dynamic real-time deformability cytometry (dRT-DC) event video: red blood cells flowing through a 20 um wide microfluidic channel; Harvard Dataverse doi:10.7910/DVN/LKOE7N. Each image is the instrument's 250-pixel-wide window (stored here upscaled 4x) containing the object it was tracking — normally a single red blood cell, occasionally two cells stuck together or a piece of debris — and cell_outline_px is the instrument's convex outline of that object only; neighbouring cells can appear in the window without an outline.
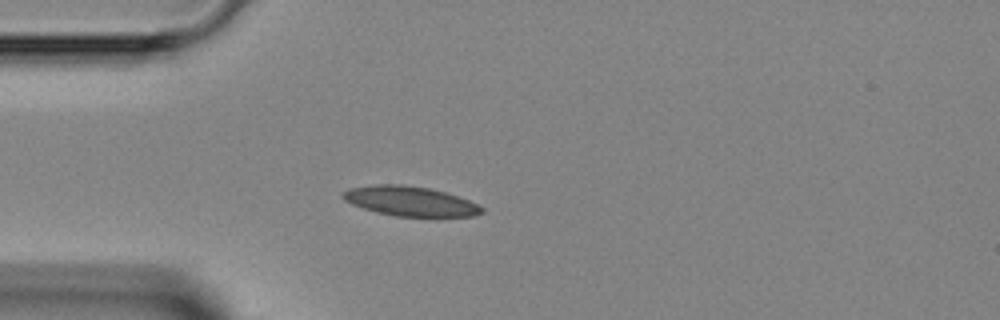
{"species": "Egyptian fruit bat (a non-hibernating species)", "species_latin": "Rousettus aegyptiacus", "temperature_condition": "room temperature", "stored_images_in_passage": 36, "camera_frame_rate_fps": 3000, "um_per_image_px": 0.085, "animal": {"sex": "female"}, "frame": {"image": 1, "passage_image": 1, "time_ms": 0.0, "image_size_px": [1000, 320], "cell_outline_px": [[484, 212], [472, 216], [396, 216], [376, 212], [352, 204], [344, 200], [340, 196], [348, 188], [380, 184], [400, 184], [428, 188], [444, 192], [468, 200], [484, 208]], "centroid_in_image_um": [34.83, 17.1], "position_along_channel_um": 50.2, "area_um2": 23.7}}
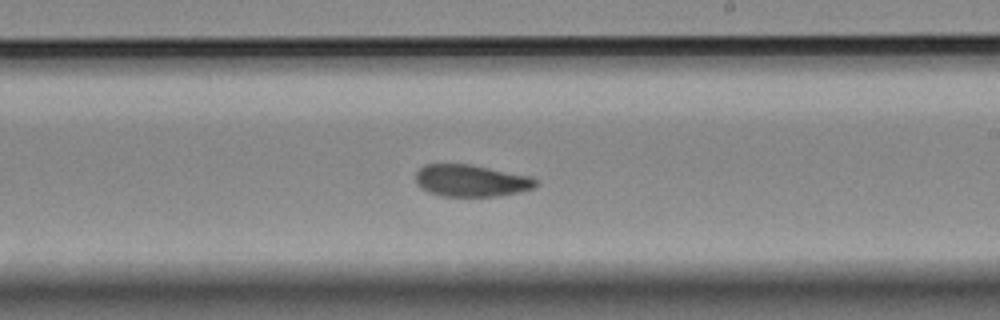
{"frame": {"image": 2, "passage_image": 16, "time_ms": 5.0, "image_size_px": [1000, 320], "cell_outline_px": [[536, 184], [532, 188], [516, 192], [496, 196], [440, 196], [420, 188], [416, 184], [416, 172], [424, 164], [472, 164], [528, 176], [536, 180]], "centroid_in_image_um": [39.97, 15.35], "position_along_channel_um": 249.0, "area_um2": 22.14}}
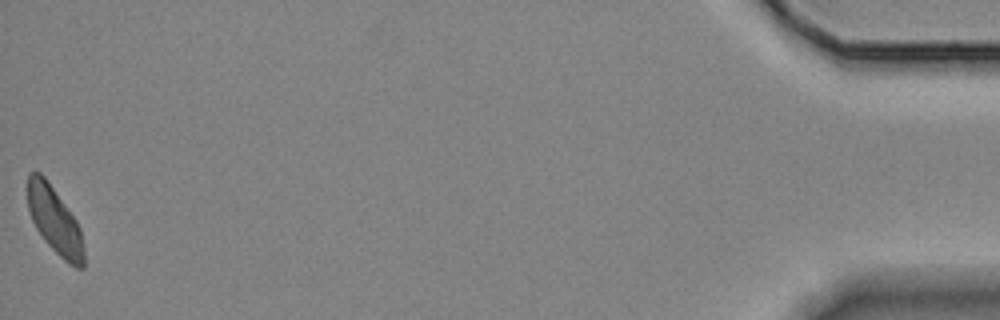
{"frame": {"image": 3, "passage_image": 36, "time_ms": 11.667, "image_size_px": [1000, 320], "cell_outline_px": [[84, 268], [76, 268], [68, 264], [48, 244], [36, 228], [32, 220], [28, 208], [28, 172], [40, 172], [44, 176], [76, 220], [80, 228], [84, 248]], "centroid_in_image_um": [4.66, 18.76], "position_along_channel_um": 430.5, "area_um2": 21.62}}